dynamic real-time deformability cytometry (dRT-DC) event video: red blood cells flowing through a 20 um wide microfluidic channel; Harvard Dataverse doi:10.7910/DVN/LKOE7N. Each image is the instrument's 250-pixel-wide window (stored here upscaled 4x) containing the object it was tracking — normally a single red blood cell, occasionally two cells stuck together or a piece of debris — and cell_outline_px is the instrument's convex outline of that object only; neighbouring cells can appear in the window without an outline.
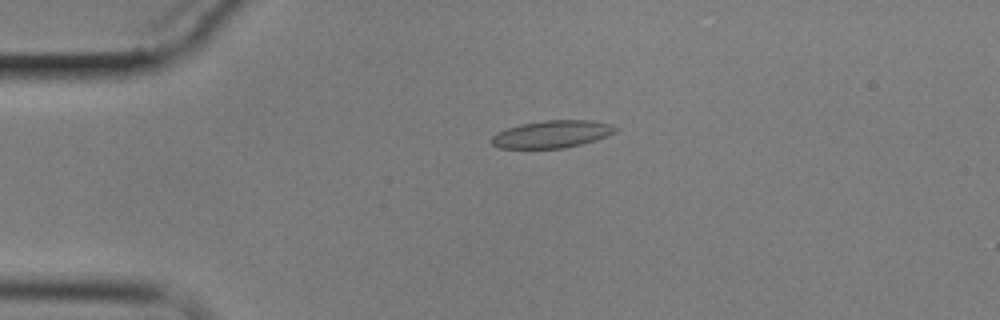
{"species": "common noctule bat (a hibernating species)", "species_latin": "Nyctalus noctula", "temperature_condition": "cold", "stored_images_in_passage": 5, "camera_frame_rate_fps": 3000, "um_per_image_px": 0.085, "animal": {"sex": "male", "body_mass_g": 17.9}, "frame": {"image": 1, "passage_image": 4, "time_ms": 3.667, "image_size_px": [1000, 320], "cell_outline_px": [[620, 128], [616, 132], [608, 136], [596, 140], [564, 148], [496, 148], [492, 144], [492, 136], [496, 132], [508, 128], [524, 124], [544, 120], [588, 120], [612, 124]], "centroid_in_image_um": [46.95, 11.4], "position_along_channel_um": 38.0, "area_um2": 19.77}}